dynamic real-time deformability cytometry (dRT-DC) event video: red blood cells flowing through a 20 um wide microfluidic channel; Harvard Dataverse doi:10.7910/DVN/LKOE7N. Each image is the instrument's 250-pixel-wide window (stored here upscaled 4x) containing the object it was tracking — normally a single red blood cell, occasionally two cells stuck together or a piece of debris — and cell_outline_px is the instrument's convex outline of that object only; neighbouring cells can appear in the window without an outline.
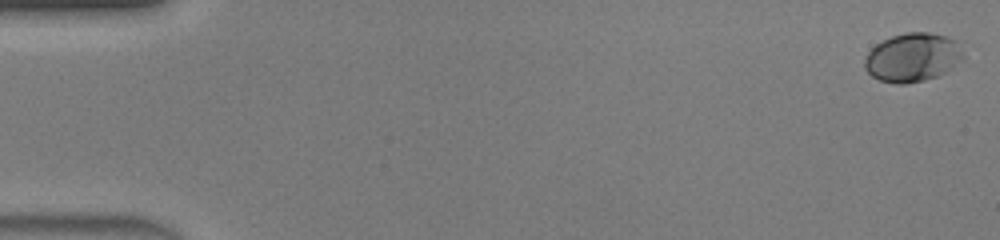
{"species": "human", "species_latin": "Homo sapiens", "temperature_condition": "warm", "stored_images_in_passage": 47, "camera_frame_rate_fps": 3000, "um_per_image_px": 0.085, "donor": {"sex": "male"}, "frame": {"image": 1, "passage_image": 1, "time_ms": 0.0, "image_size_px": [1000, 240], "cell_outline_px": [[964, 56], [948, 72], [924, 80], [904, 84], [896, 84], [880, 80], [872, 76], [864, 68], [864, 60], [868, 52], [876, 44], [892, 36], [908, 32], [928, 32], [944, 36], [956, 40]], "centroid_in_image_um": [77.56, 4.88], "position_along_channel_um": 7.4, "area_um2": 27.86}}
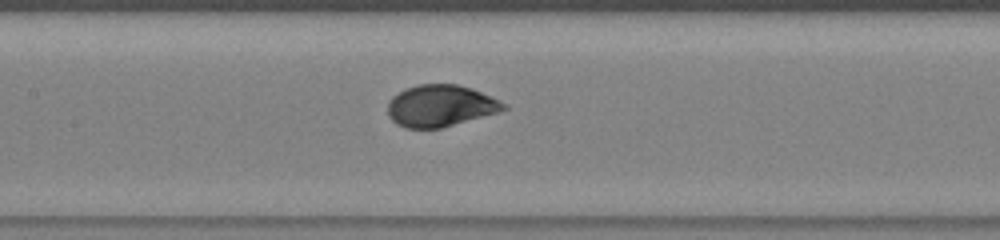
{"frame": {"image": 2, "passage_image": 23, "time_ms": 7.333, "image_size_px": [1000, 240], "cell_outline_px": [[508, 108], [500, 112], [440, 128], [404, 128], [396, 124], [388, 116], [388, 100], [392, 96], [404, 88], [416, 84], [456, 84], [472, 88], [492, 96], [508, 104]], "centroid_in_image_um": [37.44, 8.98], "position_along_channel_um": 170.0, "area_um2": 28.55}}
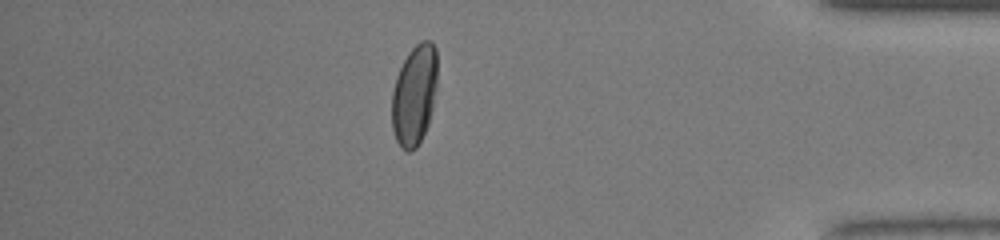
{"frame": {"image": 3, "passage_image": 41, "time_ms": 13.333, "image_size_px": [1000, 240], "cell_outline_px": [[436, 88], [432, 108], [428, 124], [416, 148], [408, 152], [400, 148], [396, 140], [392, 128], [392, 92], [396, 76], [408, 52], [420, 40], [432, 40], [436, 48]], "centroid_in_image_um": [35.21, 8.06], "position_along_channel_um": 400.0, "area_um2": 26.65}, "authors_computed_cell_mechanics": {"area_um2": 27.744, "velocity_mm_per_s": 4.4391, "shape_relaxation_time_tau1_ms": 3.2238, "shape_relaxation_time_tau2_ms": null, "deformation_change_tau1": 0.1709, "deformation_change_tau2": null}}